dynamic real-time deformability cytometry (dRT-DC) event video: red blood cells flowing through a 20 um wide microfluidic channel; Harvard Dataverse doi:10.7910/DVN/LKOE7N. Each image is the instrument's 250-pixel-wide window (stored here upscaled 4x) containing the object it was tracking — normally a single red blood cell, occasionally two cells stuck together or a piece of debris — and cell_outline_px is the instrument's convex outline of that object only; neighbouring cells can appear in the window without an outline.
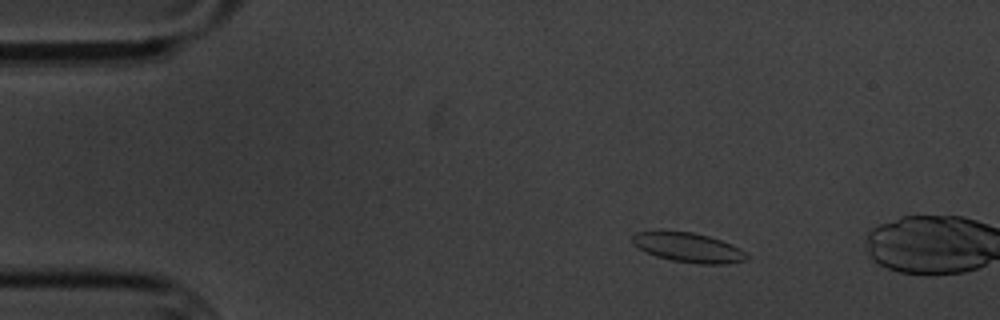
{"species": "common noctule bat (a hibernating species)", "species_latin": "Nyctalus noctula", "temperature_condition": "cold", "stored_images_in_passage": 4, "camera_frame_rate_fps": 3000, "um_per_image_px": 0.085, "animal": {"sex": "male", "body_mass_g": 20.1, "forearm_length_mm": 53.5}, "frame": {"image": 1, "passage_image": 2, "time_ms": 1.333, "image_size_px": [1000, 320], "cell_outline_px": [[748, 260], [728, 264], [700, 264], [672, 260], [656, 256], [632, 244], [632, 236], [636, 232], [660, 228], [692, 232], [708, 236], [720, 240], [740, 248], [748, 256]], "centroid_in_image_um": [58.46, 21.0], "position_along_channel_um": 26.5, "area_um2": 20.11}}